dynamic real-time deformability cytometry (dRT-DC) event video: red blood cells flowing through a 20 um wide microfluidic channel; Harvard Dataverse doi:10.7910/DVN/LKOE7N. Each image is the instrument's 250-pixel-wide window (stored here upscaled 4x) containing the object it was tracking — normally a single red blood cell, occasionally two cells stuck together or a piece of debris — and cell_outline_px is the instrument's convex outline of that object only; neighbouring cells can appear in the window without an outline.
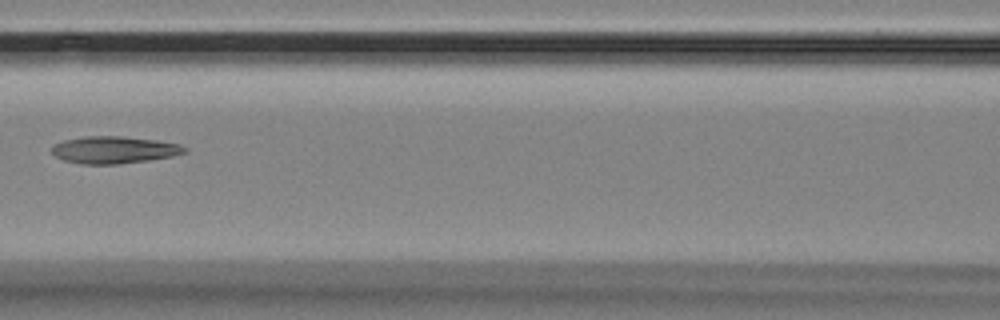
{"species": "Egyptian fruit bat (a non-hibernating species)", "species_latin": "Rousettus aegyptiacus", "temperature_condition": "room temperature", "stored_images_in_passage": 8, "camera_frame_rate_fps": 3000, "um_per_image_px": 0.085, "animal": {"sex": "female"}, "frame": {"image": 1, "passage_image": 4, "time_ms": 3.333, "image_size_px": [1000, 320], "cell_outline_px": [[188, 152], [172, 156], [148, 160], [120, 164], [80, 164], [64, 160], [56, 156], [52, 152], [52, 148], [56, 144], [64, 140], [84, 136], [120, 136], [156, 140], [180, 144], [188, 148]], "centroid_in_image_um": [9.73, 12.74], "position_along_channel_um": 156.9, "area_um2": 20.98}}
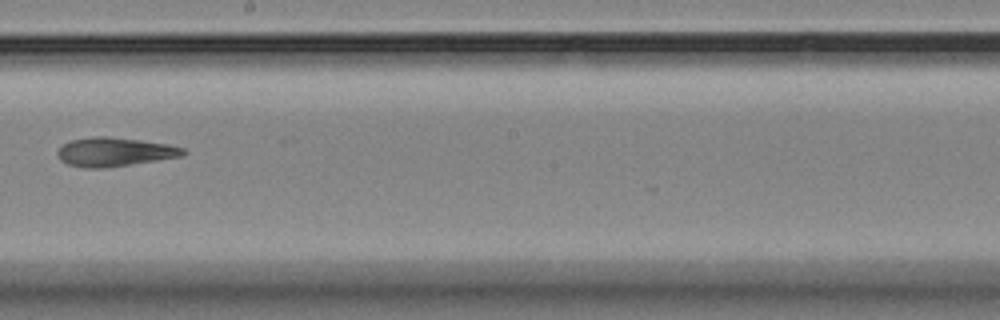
{"frame": {"image": 2, "passage_image": 6, "time_ms": 5.667, "image_size_px": [1000, 320], "cell_outline_px": [[188, 152], [180, 156], [156, 160], [104, 168], [88, 168], [68, 164], [60, 160], [56, 152], [64, 144], [72, 140], [92, 136], [108, 136], [140, 140], [168, 144], [184, 148]], "centroid_in_image_um": [9.73, 12.9], "position_along_channel_um": 238.5, "area_um2": 20.92}}
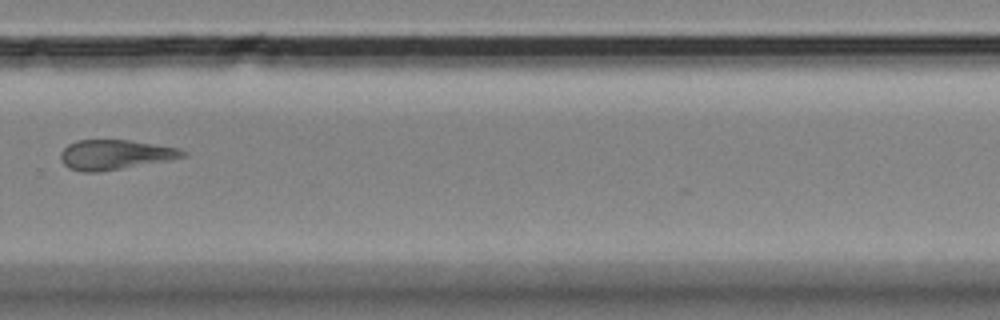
{"frame": {"image": 3, "passage_image": 8, "time_ms": 8.0, "image_size_px": [1000, 320], "cell_outline_px": [[188, 156], [168, 160], [96, 172], [80, 172], [68, 168], [60, 160], [60, 152], [68, 144], [76, 140], [128, 140], [180, 148], [188, 152]], "centroid_in_image_um": [9.76, 13.14], "position_along_channel_um": 320.0, "area_um2": 21.15}}